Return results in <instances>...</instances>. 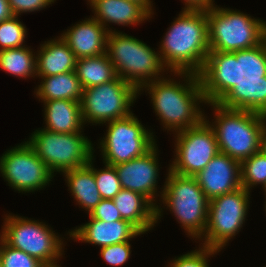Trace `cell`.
<instances>
[{"label":"cell","mask_w":266,"mask_h":267,"mask_svg":"<svg viewBox=\"0 0 266 267\" xmlns=\"http://www.w3.org/2000/svg\"><path fill=\"white\" fill-rule=\"evenodd\" d=\"M206 16L212 68L228 84H243L263 60L266 21L218 5Z\"/></svg>","instance_id":"1"},{"label":"cell","mask_w":266,"mask_h":267,"mask_svg":"<svg viewBox=\"0 0 266 267\" xmlns=\"http://www.w3.org/2000/svg\"><path fill=\"white\" fill-rule=\"evenodd\" d=\"M207 104L214 110V119L211 123L206 114L204 119L214 130L220 153L241 163L260 151L266 90L229 84L220 87Z\"/></svg>","instance_id":"2"},{"label":"cell","mask_w":266,"mask_h":267,"mask_svg":"<svg viewBox=\"0 0 266 267\" xmlns=\"http://www.w3.org/2000/svg\"><path fill=\"white\" fill-rule=\"evenodd\" d=\"M170 74L182 78L183 82L171 78V75L168 78L164 76L142 86L139 95L143 90L149 94L163 130L165 128L167 133L172 131L174 134L194 127L204 119L205 112L200 109L201 104L207 105V101L221 86L213 79L193 73Z\"/></svg>","instance_id":"3"},{"label":"cell","mask_w":266,"mask_h":267,"mask_svg":"<svg viewBox=\"0 0 266 267\" xmlns=\"http://www.w3.org/2000/svg\"><path fill=\"white\" fill-rule=\"evenodd\" d=\"M161 59L169 72L193 73L229 85L213 68L206 10L182 9L160 42Z\"/></svg>","instance_id":"4"},{"label":"cell","mask_w":266,"mask_h":267,"mask_svg":"<svg viewBox=\"0 0 266 267\" xmlns=\"http://www.w3.org/2000/svg\"><path fill=\"white\" fill-rule=\"evenodd\" d=\"M164 191L156 207V223L169 209L188 237L200 240L207 226L209 200L195 177L176 174L167 169ZM164 208H161V206ZM166 207V208H165Z\"/></svg>","instance_id":"5"},{"label":"cell","mask_w":266,"mask_h":267,"mask_svg":"<svg viewBox=\"0 0 266 267\" xmlns=\"http://www.w3.org/2000/svg\"><path fill=\"white\" fill-rule=\"evenodd\" d=\"M106 53L117 76L138 90L169 73L158 50L119 30L108 33Z\"/></svg>","instance_id":"6"},{"label":"cell","mask_w":266,"mask_h":267,"mask_svg":"<svg viewBox=\"0 0 266 267\" xmlns=\"http://www.w3.org/2000/svg\"><path fill=\"white\" fill-rule=\"evenodd\" d=\"M0 238L9 246L38 259L46 267L57 264L64 254V240L45 222L7 213ZM58 260V261H57Z\"/></svg>","instance_id":"7"},{"label":"cell","mask_w":266,"mask_h":267,"mask_svg":"<svg viewBox=\"0 0 266 267\" xmlns=\"http://www.w3.org/2000/svg\"><path fill=\"white\" fill-rule=\"evenodd\" d=\"M82 132L58 133L39 128L26 141L53 174H62L87 165L94 156V144Z\"/></svg>","instance_id":"8"},{"label":"cell","mask_w":266,"mask_h":267,"mask_svg":"<svg viewBox=\"0 0 266 267\" xmlns=\"http://www.w3.org/2000/svg\"><path fill=\"white\" fill-rule=\"evenodd\" d=\"M244 187L209 201L207 226L199 245L221 251L241 230L250 206V193Z\"/></svg>","instance_id":"9"},{"label":"cell","mask_w":266,"mask_h":267,"mask_svg":"<svg viewBox=\"0 0 266 267\" xmlns=\"http://www.w3.org/2000/svg\"><path fill=\"white\" fill-rule=\"evenodd\" d=\"M139 90L117 77L111 82L83 89L80 108L84 124H104L129 116Z\"/></svg>","instance_id":"10"},{"label":"cell","mask_w":266,"mask_h":267,"mask_svg":"<svg viewBox=\"0 0 266 267\" xmlns=\"http://www.w3.org/2000/svg\"><path fill=\"white\" fill-rule=\"evenodd\" d=\"M131 113L121 119L104 123L106 134L99 139L103 163L117 165L143 156L157 142L154 133Z\"/></svg>","instance_id":"11"},{"label":"cell","mask_w":266,"mask_h":267,"mask_svg":"<svg viewBox=\"0 0 266 267\" xmlns=\"http://www.w3.org/2000/svg\"><path fill=\"white\" fill-rule=\"evenodd\" d=\"M174 135V158L168 169L176 174L194 177L220 152L214 130L205 119Z\"/></svg>","instance_id":"12"},{"label":"cell","mask_w":266,"mask_h":267,"mask_svg":"<svg viewBox=\"0 0 266 267\" xmlns=\"http://www.w3.org/2000/svg\"><path fill=\"white\" fill-rule=\"evenodd\" d=\"M0 175L18 193L43 190L55 176L27 141L0 156Z\"/></svg>","instance_id":"13"},{"label":"cell","mask_w":266,"mask_h":267,"mask_svg":"<svg viewBox=\"0 0 266 267\" xmlns=\"http://www.w3.org/2000/svg\"><path fill=\"white\" fill-rule=\"evenodd\" d=\"M159 150L157 144H155L148 152L143 156L134 158L128 162L114 165L118 173V177L123 189H128L133 192L140 193L145 196L155 207H157L158 201L156 200L162 197L164 191V185L158 190V178H159ZM160 194H159V193ZM157 197V198H156Z\"/></svg>","instance_id":"14"},{"label":"cell","mask_w":266,"mask_h":267,"mask_svg":"<svg viewBox=\"0 0 266 267\" xmlns=\"http://www.w3.org/2000/svg\"><path fill=\"white\" fill-rule=\"evenodd\" d=\"M194 177L209 201L242 187L240 162L220 152Z\"/></svg>","instance_id":"15"},{"label":"cell","mask_w":266,"mask_h":267,"mask_svg":"<svg viewBox=\"0 0 266 267\" xmlns=\"http://www.w3.org/2000/svg\"><path fill=\"white\" fill-rule=\"evenodd\" d=\"M88 217L90 220L87 223L79 227L76 226L74 230L67 232L69 238L103 248L113 244L130 242L133 238L143 234L134 225L125 220L106 222L93 219L90 215Z\"/></svg>","instance_id":"16"},{"label":"cell","mask_w":266,"mask_h":267,"mask_svg":"<svg viewBox=\"0 0 266 267\" xmlns=\"http://www.w3.org/2000/svg\"><path fill=\"white\" fill-rule=\"evenodd\" d=\"M108 33L106 28L91 16L72 25L60 36L78 59L106 53Z\"/></svg>","instance_id":"17"},{"label":"cell","mask_w":266,"mask_h":267,"mask_svg":"<svg viewBox=\"0 0 266 267\" xmlns=\"http://www.w3.org/2000/svg\"><path fill=\"white\" fill-rule=\"evenodd\" d=\"M94 15L108 32L116 31L109 24L134 26L145 23L152 15L140 4L129 0H92L89 3Z\"/></svg>","instance_id":"18"},{"label":"cell","mask_w":266,"mask_h":267,"mask_svg":"<svg viewBox=\"0 0 266 267\" xmlns=\"http://www.w3.org/2000/svg\"><path fill=\"white\" fill-rule=\"evenodd\" d=\"M39 49L36 53V77L75 71L77 58L61 36L44 41Z\"/></svg>","instance_id":"19"},{"label":"cell","mask_w":266,"mask_h":267,"mask_svg":"<svg viewBox=\"0 0 266 267\" xmlns=\"http://www.w3.org/2000/svg\"><path fill=\"white\" fill-rule=\"evenodd\" d=\"M112 200L122 220L130 222L141 233L156 227V207L145 196L122 188Z\"/></svg>","instance_id":"20"},{"label":"cell","mask_w":266,"mask_h":267,"mask_svg":"<svg viewBox=\"0 0 266 267\" xmlns=\"http://www.w3.org/2000/svg\"><path fill=\"white\" fill-rule=\"evenodd\" d=\"M43 129L58 133L81 132L84 129L80 101L67 99L44 101Z\"/></svg>","instance_id":"21"},{"label":"cell","mask_w":266,"mask_h":267,"mask_svg":"<svg viewBox=\"0 0 266 267\" xmlns=\"http://www.w3.org/2000/svg\"><path fill=\"white\" fill-rule=\"evenodd\" d=\"M93 156L89 163L81 168L67 170L62 173L68 186V190L73 196L79 208H83L89 214L101 201L99 190L97 189L95 176L93 173Z\"/></svg>","instance_id":"22"},{"label":"cell","mask_w":266,"mask_h":267,"mask_svg":"<svg viewBox=\"0 0 266 267\" xmlns=\"http://www.w3.org/2000/svg\"><path fill=\"white\" fill-rule=\"evenodd\" d=\"M41 78L40 85L35 87V97L41 102L49 100L67 99L80 101L83 88L75 71L60 73Z\"/></svg>","instance_id":"23"},{"label":"cell","mask_w":266,"mask_h":267,"mask_svg":"<svg viewBox=\"0 0 266 267\" xmlns=\"http://www.w3.org/2000/svg\"><path fill=\"white\" fill-rule=\"evenodd\" d=\"M75 73L83 89L111 82L118 77L107 53L95 57L78 58Z\"/></svg>","instance_id":"24"},{"label":"cell","mask_w":266,"mask_h":267,"mask_svg":"<svg viewBox=\"0 0 266 267\" xmlns=\"http://www.w3.org/2000/svg\"><path fill=\"white\" fill-rule=\"evenodd\" d=\"M33 51L27 45L0 50V69L14 77L34 78L36 76V52Z\"/></svg>","instance_id":"25"},{"label":"cell","mask_w":266,"mask_h":267,"mask_svg":"<svg viewBox=\"0 0 266 267\" xmlns=\"http://www.w3.org/2000/svg\"><path fill=\"white\" fill-rule=\"evenodd\" d=\"M241 186L251 191L266 184V154L261 150L240 163Z\"/></svg>","instance_id":"26"},{"label":"cell","mask_w":266,"mask_h":267,"mask_svg":"<svg viewBox=\"0 0 266 267\" xmlns=\"http://www.w3.org/2000/svg\"><path fill=\"white\" fill-rule=\"evenodd\" d=\"M27 28L18 16L0 22V50L25 46Z\"/></svg>","instance_id":"27"},{"label":"cell","mask_w":266,"mask_h":267,"mask_svg":"<svg viewBox=\"0 0 266 267\" xmlns=\"http://www.w3.org/2000/svg\"><path fill=\"white\" fill-rule=\"evenodd\" d=\"M104 164V168L96 169L93 165V173L97 189L102 199H113L122 189L115 166Z\"/></svg>","instance_id":"28"},{"label":"cell","mask_w":266,"mask_h":267,"mask_svg":"<svg viewBox=\"0 0 266 267\" xmlns=\"http://www.w3.org/2000/svg\"><path fill=\"white\" fill-rule=\"evenodd\" d=\"M0 261L1 267H46L38 259L7 245L1 238Z\"/></svg>","instance_id":"29"},{"label":"cell","mask_w":266,"mask_h":267,"mask_svg":"<svg viewBox=\"0 0 266 267\" xmlns=\"http://www.w3.org/2000/svg\"><path fill=\"white\" fill-rule=\"evenodd\" d=\"M221 251L199 246L198 249L191 250L186 254L175 257L168 267H210L208 260L210 257L217 255Z\"/></svg>","instance_id":"30"},{"label":"cell","mask_w":266,"mask_h":267,"mask_svg":"<svg viewBox=\"0 0 266 267\" xmlns=\"http://www.w3.org/2000/svg\"><path fill=\"white\" fill-rule=\"evenodd\" d=\"M131 252L130 242H122L100 248V256L103 261L114 267L124 265L130 259Z\"/></svg>","instance_id":"31"},{"label":"cell","mask_w":266,"mask_h":267,"mask_svg":"<svg viewBox=\"0 0 266 267\" xmlns=\"http://www.w3.org/2000/svg\"><path fill=\"white\" fill-rule=\"evenodd\" d=\"M87 215H90L93 219L106 222L122 220V217L112 199H101L97 206Z\"/></svg>","instance_id":"32"},{"label":"cell","mask_w":266,"mask_h":267,"mask_svg":"<svg viewBox=\"0 0 266 267\" xmlns=\"http://www.w3.org/2000/svg\"><path fill=\"white\" fill-rule=\"evenodd\" d=\"M14 16L21 17V13L38 12L54 3L56 0H7Z\"/></svg>","instance_id":"33"},{"label":"cell","mask_w":266,"mask_h":267,"mask_svg":"<svg viewBox=\"0 0 266 267\" xmlns=\"http://www.w3.org/2000/svg\"><path fill=\"white\" fill-rule=\"evenodd\" d=\"M243 85L256 90H266V29L263 60L258 69L243 83Z\"/></svg>","instance_id":"34"},{"label":"cell","mask_w":266,"mask_h":267,"mask_svg":"<svg viewBox=\"0 0 266 267\" xmlns=\"http://www.w3.org/2000/svg\"><path fill=\"white\" fill-rule=\"evenodd\" d=\"M184 1V8L186 10H207L214 6V0H182Z\"/></svg>","instance_id":"35"},{"label":"cell","mask_w":266,"mask_h":267,"mask_svg":"<svg viewBox=\"0 0 266 267\" xmlns=\"http://www.w3.org/2000/svg\"><path fill=\"white\" fill-rule=\"evenodd\" d=\"M10 5L7 0H0V22L13 17Z\"/></svg>","instance_id":"36"},{"label":"cell","mask_w":266,"mask_h":267,"mask_svg":"<svg viewBox=\"0 0 266 267\" xmlns=\"http://www.w3.org/2000/svg\"><path fill=\"white\" fill-rule=\"evenodd\" d=\"M142 5L152 16L154 15L153 1L151 0H129Z\"/></svg>","instance_id":"37"},{"label":"cell","mask_w":266,"mask_h":267,"mask_svg":"<svg viewBox=\"0 0 266 267\" xmlns=\"http://www.w3.org/2000/svg\"><path fill=\"white\" fill-rule=\"evenodd\" d=\"M260 150L266 154V122L264 123L261 131Z\"/></svg>","instance_id":"38"},{"label":"cell","mask_w":266,"mask_h":267,"mask_svg":"<svg viewBox=\"0 0 266 267\" xmlns=\"http://www.w3.org/2000/svg\"><path fill=\"white\" fill-rule=\"evenodd\" d=\"M262 188H263V190H264V195H265V198H266V184H264V185L262 186Z\"/></svg>","instance_id":"39"}]
</instances>
